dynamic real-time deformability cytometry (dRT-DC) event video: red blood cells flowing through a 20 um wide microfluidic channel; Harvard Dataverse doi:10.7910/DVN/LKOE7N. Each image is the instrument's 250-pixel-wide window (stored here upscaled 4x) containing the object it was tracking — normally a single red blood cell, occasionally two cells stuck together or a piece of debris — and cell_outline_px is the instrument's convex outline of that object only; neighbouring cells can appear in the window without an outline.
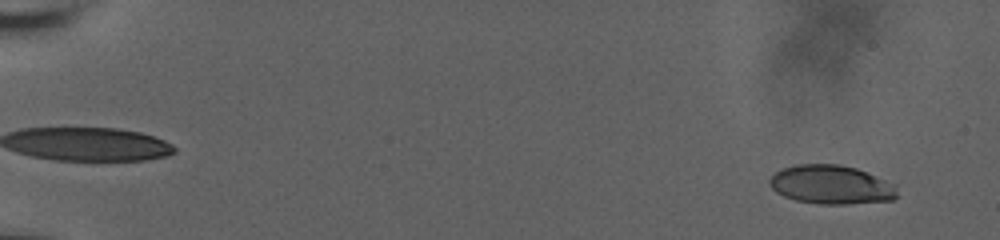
{"species": "human", "species_latin": "Homo sapiens", "temperature_condition": "room temperature", "stored_images_in_passage": 23, "camera_frame_rate_fps": 3000, "um_per_image_px": 0.085, "donor": {"sex": "male"}, "frame": {"image": 1, "passage_image": 3, "time_ms": 0.667, "image_size_px": [1000, 240], "cell_outline_px": [[896, 196], [892, 200], [848, 204], [820, 204], [796, 200], [784, 196], [776, 192], [768, 184], [768, 180], [776, 172], [784, 168], [796, 164], [840, 164], [856, 168], [896, 184]], "centroid_in_image_um": [70.64, 15.7], "position_along_channel_um": 14.4, "area_um2": 28.9}}
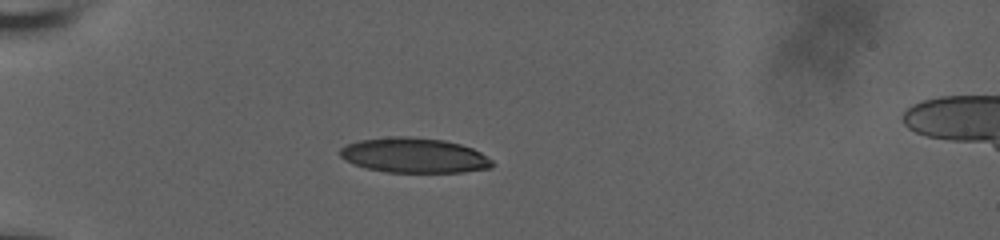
{"frame": {"image": 2, "passage_image": 17, "time_ms": 5.333, "image_size_px": [1000, 240], "cell_outline_px": [[496, 164], [492, 168], [464, 172], [388, 172], [364, 168], [352, 164], [344, 160], [340, 156], [340, 148], [348, 144], [360, 140], [396, 136], [408, 136], [444, 140], [460, 144], [472, 148], [480, 152], [492, 160]], "centroid_in_image_um": [35.21, 13.21], "position_along_channel_um": 49.8, "area_um2": 31.15}}
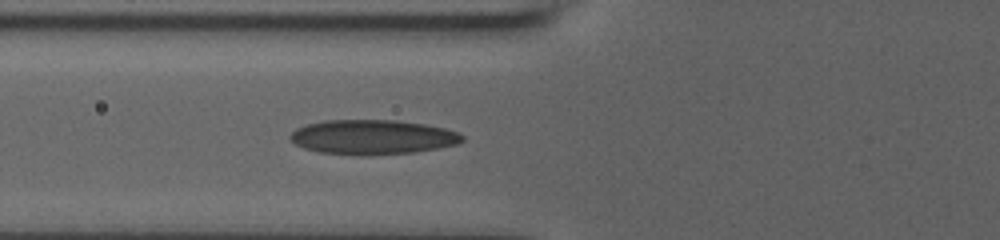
{"frame": {"image": 3, "passage_image": 23, "time_ms": 7.333, "image_size_px": [1000, 240], "cell_outline_px": [[464, 140], [456, 144], [436, 148], [412, 152], [364, 156], [360, 156], [316, 152], [304, 148], [296, 144], [288, 136], [296, 128], [308, 124], [324, 120], [396, 120], [424, 124], [444, 128], [460, 132], [464, 136]], "centroid_in_image_um": [31.65, 11.66], "position_along_channel_um": 94.2, "area_um2": 34.85}}